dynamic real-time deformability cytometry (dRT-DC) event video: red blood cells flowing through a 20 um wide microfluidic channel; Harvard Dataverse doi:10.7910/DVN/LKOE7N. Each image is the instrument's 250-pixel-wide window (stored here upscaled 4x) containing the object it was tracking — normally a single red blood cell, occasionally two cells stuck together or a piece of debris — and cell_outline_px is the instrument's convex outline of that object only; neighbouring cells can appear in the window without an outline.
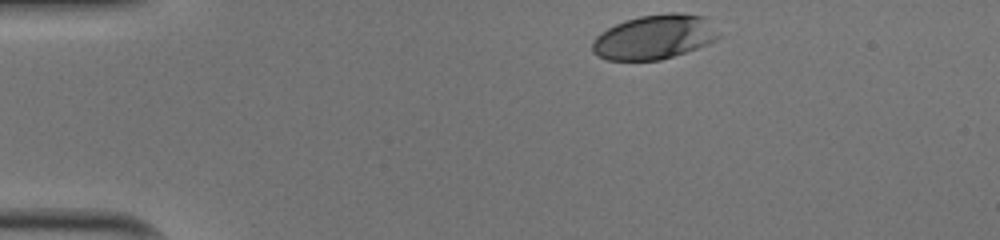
{"species": "human", "species_latin": "Homo sapiens", "temperature_condition": "cold", "stored_images_in_passage": 33, "camera_frame_rate_fps": 3000, "um_per_image_px": 0.085, "donor": {"sex": "male"}, "frame": {"image": 1, "passage_image": 1, "time_ms": 0.0, "image_size_px": [1000, 240], "cell_outline_px": [[720, 36], [716, 40], [708, 44], [660, 60], [608, 60], [596, 56], [592, 52], [592, 40], [600, 32], [624, 20], [640, 16], [668, 12], [680, 12], [704, 16]], "centroid_in_image_um": [55.58, 3.14], "position_along_channel_um": 29.4, "area_um2": 32.71}}
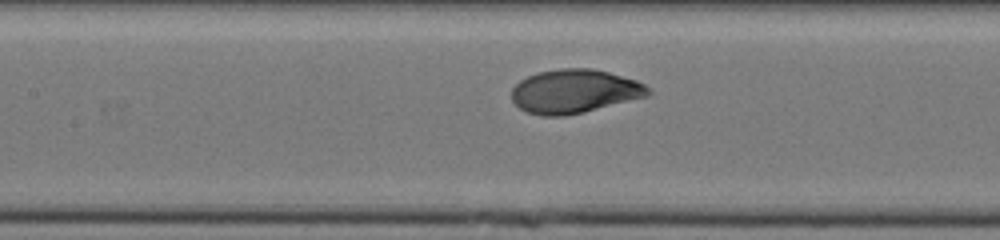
{"frame": {"image": 2, "passage_image": 16, "time_ms": 5.0, "image_size_px": [1000, 240], "cell_outline_px": [[652, 92], [648, 96], [584, 112], [564, 116], [540, 116], [528, 112], [520, 108], [512, 100], [512, 88], [520, 80], [536, 72], [560, 68], [592, 68], [608, 72], [636, 80], [652, 88]], "centroid_in_image_um": [48.84, 7.76], "position_along_channel_um": 158.6, "area_um2": 34.97}}
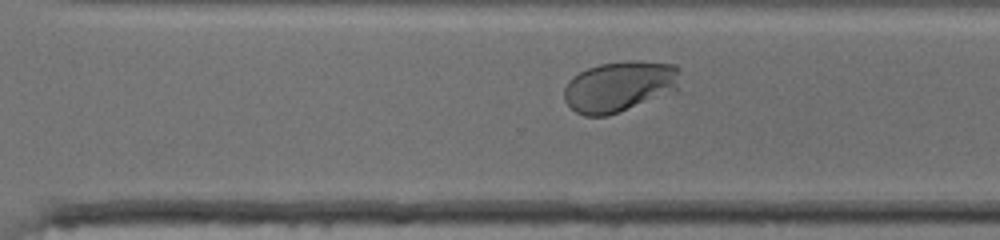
{"frame": {"image": 3, "passage_image": 28, "time_ms": 9.0, "image_size_px": [1000, 240], "cell_outline_px": [[680, 68], [676, 92], [608, 116], [584, 116], [576, 112], [564, 100], [564, 88], [568, 80], [572, 76], [588, 68], [600, 64], [632, 60], [636, 60], [676, 64]], "centroid_in_image_um": [52.67, 7.35], "position_along_channel_um": 317.9, "area_um2": 34.68}, "authors_computed_cell_mechanics": {"area_um2": 34.3332, "velocity_mm_per_s": 3.9962, "shape_relaxation_time_tau1_ms": 3.0361, "shape_relaxation_time_tau2_ms": null, "deformation_change_tau1": 0.1766, "deformation_change_tau2": null}}